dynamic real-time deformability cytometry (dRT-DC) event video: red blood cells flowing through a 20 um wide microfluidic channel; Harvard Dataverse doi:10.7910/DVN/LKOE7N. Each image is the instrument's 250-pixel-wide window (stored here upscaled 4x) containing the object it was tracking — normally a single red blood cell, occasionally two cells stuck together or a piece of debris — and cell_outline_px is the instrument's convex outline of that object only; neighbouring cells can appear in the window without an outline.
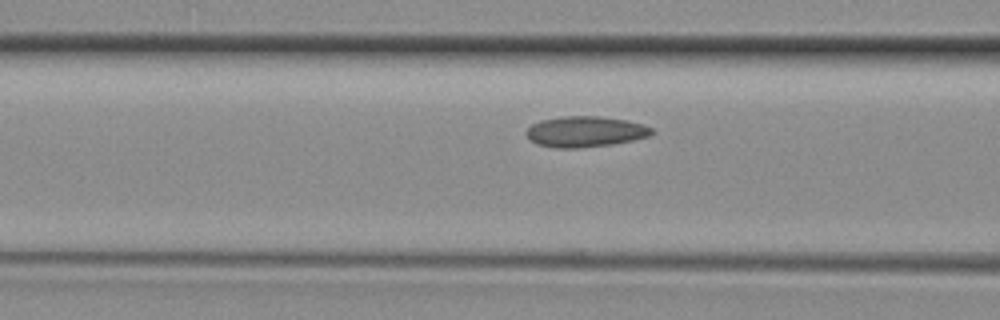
{"species": "common noctule bat (a hibernating species)", "species_latin": "Nyctalus noctula", "temperature_condition": "room temperature", "stored_images_in_passage": 4, "camera_frame_rate_fps": 3000, "um_per_image_px": 0.085, "animal": {"sex": "female", "body_mass_g": 29.2, "forearm_length_mm": 56.3}, "frame": {"image": 1, "passage_image": 4, "time_ms": 1.0, "image_size_px": [1000, 320], "cell_outline_px": [[656, 132], [648, 136], [632, 140], [612, 144], [576, 148], [556, 148], [536, 144], [524, 132], [532, 124], [540, 120], [564, 116], [600, 116], [628, 120], [644, 124], [652, 128]], "centroid_in_image_um": [49.76, 11.18], "position_along_channel_um": 116.8, "area_um2": 22.54}}